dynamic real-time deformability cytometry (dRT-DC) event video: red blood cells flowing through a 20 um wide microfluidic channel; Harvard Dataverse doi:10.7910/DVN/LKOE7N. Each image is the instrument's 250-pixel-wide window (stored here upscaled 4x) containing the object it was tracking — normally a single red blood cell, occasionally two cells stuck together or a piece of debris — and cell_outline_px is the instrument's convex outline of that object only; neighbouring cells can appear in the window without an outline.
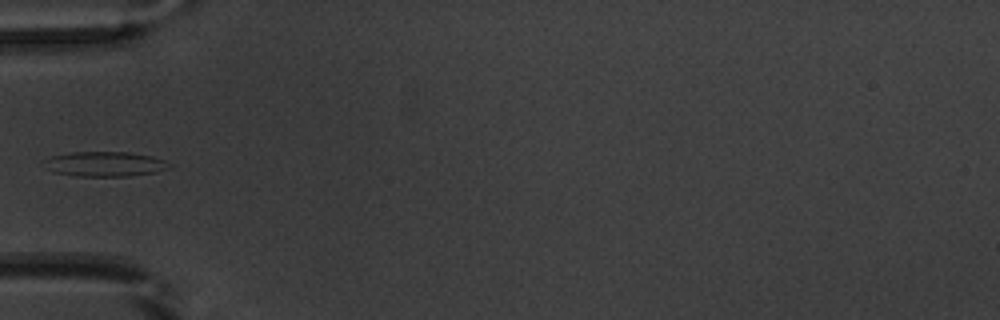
{"species": "common noctule bat (a hibernating species)", "species_latin": "Nyctalus noctula", "temperature_condition": "warm", "stored_images_in_passage": 35, "camera_frame_rate_fps": 3000, "um_per_image_px": 0.085, "animal": {"sex": "male", "body_mass_g": 20.1, "forearm_length_mm": 53.5}, "frame": {"image": 1, "passage_image": 1, "time_ms": 0.0, "image_size_px": [1000, 320], "cell_outline_px": [[172, 168], [156, 172], [128, 176], [76, 176], [52, 172], [40, 160], [52, 156], [72, 152], [128, 152], [152, 156], [164, 160], [172, 164]], "centroid_in_image_um": [8.92, 13.94], "position_along_channel_um": 76.1, "area_um2": 18.32}}
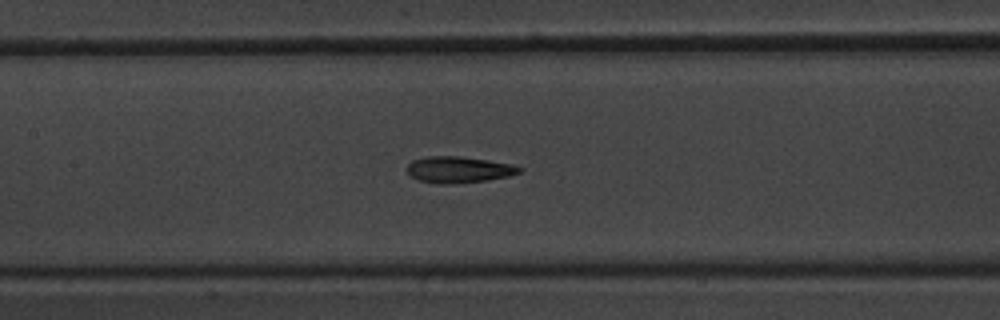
{"frame": {"image": 2, "passage_image": 8, "time_ms": 2.333, "image_size_px": [1000, 320], "cell_outline_px": [[524, 168], [520, 172], [508, 176], [488, 180], [452, 184], [440, 184], [420, 180], [412, 176], [404, 168], [412, 160], [428, 156], [460, 156], [488, 160], [512, 164]], "centroid_in_image_um": [38.99, 14.41], "position_along_channel_um": 168.4, "area_um2": 17.28}}
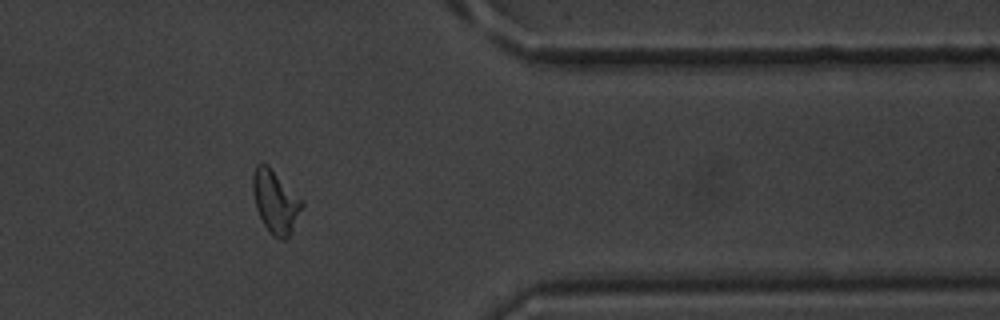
{"frame": {"image": 3, "passage_image": 26, "time_ms": 8.333, "image_size_px": [1000, 320], "cell_outline_px": [[304, 204], [288, 236], [284, 240], [280, 240], [272, 236], [268, 232], [256, 208], [252, 192], [252, 176], [256, 164], [268, 164], [304, 200]], "centroid_in_image_um": [23.4, 17.12], "position_along_channel_um": 388.0, "area_um2": 18.15}}